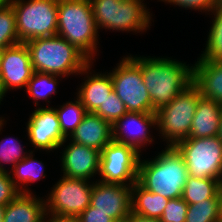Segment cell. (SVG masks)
<instances>
[{
  "label": "cell",
  "mask_w": 222,
  "mask_h": 222,
  "mask_svg": "<svg viewBox=\"0 0 222 222\" xmlns=\"http://www.w3.org/2000/svg\"><path fill=\"white\" fill-rule=\"evenodd\" d=\"M93 113L99 115L112 126L125 114L128 113L125 104L112 90L103 104H101Z\"/></svg>",
  "instance_id": "f546056e"
},
{
  "label": "cell",
  "mask_w": 222,
  "mask_h": 222,
  "mask_svg": "<svg viewBox=\"0 0 222 222\" xmlns=\"http://www.w3.org/2000/svg\"><path fill=\"white\" fill-rule=\"evenodd\" d=\"M9 2V0H0V7L6 5Z\"/></svg>",
  "instance_id": "b9f144b4"
},
{
  "label": "cell",
  "mask_w": 222,
  "mask_h": 222,
  "mask_svg": "<svg viewBox=\"0 0 222 222\" xmlns=\"http://www.w3.org/2000/svg\"><path fill=\"white\" fill-rule=\"evenodd\" d=\"M200 96L199 89L192 82L167 106L155 112L156 129L158 127L163 139H167V147H174L177 143L189 137Z\"/></svg>",
  "instance_id": "8992f818"
},
{
  "label": "cell",
  "mask_w": 222,
  "mask_h": 222,
  "mask_svg": "<svg viewBox=\"0 0 222 222\" xmlns=\"http://www.w3.org/2000/svg\"><path fill=\"white\" fill-rule=\"evenodd\" d=\"M132 186L123 184L93 183L90 206L107 213L115 222L123 220L131 213Z\"/></svg>",
  "instance_id": "4fadbf2b"
},
{
  "label": "cell",
  "mask_w": 222,
  "mask_h": 222,
  "mask_svg": "<svg viewBox=\"0 0 222 222\" xmlns=\"http://www.w3.org/2000/svg\"><path fill=\"white\" fill-rule=\"evenodd\" d=\"M46 216L43 218L42 222H77L76 219L73 218H60L55 216H51L50 219L46 221L48 214H46Z\"/></svg>",
  "instance_id": "8d00e7d4"
},
{
  "label": "cell",
  "mask_w": 222,
  "mask_h": 222,
  "mask_svg": "<svg viewBox=\"0 0 222 222\" xmlns=\"http://www.w3.org/2000/svg\"><path fill=\"white\" fill-rule=\"evenodd\" d=\"M220 180L187 176L182 192V199L188 204H196L219 195Z\"/></svg>",
  "instance_id": "603a6c76"
},
{
  "label": "cell",
  "mask_w": 222,
  "mask_h": 222,
  "mask_svg": "<svg viewBox=\"0 0 222 222\" xmlns=\"http://www.w3.org/2000/svg\"><path fill=\"white\" fill-rule=\"evenodd\" d=\"M210 12L215 17L208 33L205 51L199 59L222 61V5H217Z\"/></svg>",
  "instance_id": "d4e9b609"
},
{
  "label": "cell",
  "mask_w": 222,
  "mask_h": 222,
  "mask_svg": "<svg viewBox=\"0 0 222 222\" xmlns=\"http://www.w3.org/2000/svg\"><path fill=\"white\" fill-rule=\"evenodd\" d=\"M169 200L146 190L138 182L132 185L131 212L135 215L160 219Z\"/></svg>",
  "instance_id": "7402d4cb"
},
{
  "label": "cell",
  "mask_w": 222,
  "mask_h": 222,
  "mask_svg": "<svg viewBox=\"0 0 222 222\" xmlns=\"http://www.w3.org/2000/svg\"><path fill=\"white\" fill-rule=\"evenodd\" d=\"M110 72L113 90L128 112L152 113V101L145 87L141 68L127 55Z\"/></svg>",
  "instance_id": "9c48e42d"
},
{
  "label": "cell",
  "mask_w": 222,
  "mask_h": 222,
  "mask_svg": "<svg viewBox=\"0 0 222 222\" xmlns=\"http://www.w3.org/2000/svg\"><path fill=\"white\" fill-rule=\"evenodd\" d=\"M63 151L61 165L63 176L90 180L99 173L101 151L70 141Z\"/></svg>",
  "instance_id": "2e32d148"
},
{
  "label": "cell",
  "mask_w": 222,
  "mask_h": 222,
  "mask_svg": "<svg viewBox=\"0 0 222 222\" xmlns=\"http://www.w3.org/2000/svg\"><path fill=\"white\" fill-rule=\"evenodd\" d=\"M174 148L186 163L188 176L222 178V141L217 136L186 138Z\"/></svg>",
  "instance_id": "ba28073f"
},
{
  "label": "cell",
  "mask_w": 222,
  "mask_h": 222,
  "mask_svg": "<svg viewBox=\"0 0 222 222\" xmlns=\"http://www.w3.org/2000/svg\"><path fill=\"white\" fill-rule=\"evenodd\" d=\"M144 0H90L97 30L113 31L147 30L151 22L150 12Z\"/></svg>",
  "instance_id": "5b68a950"
},
{
  "label": "cell",
  "mask_w": 222,
  "mask_h": 222,
  "mask_svg": "<svg viewBox=\"0 0 222 222\" xmlns=\"http://www.w3.org/2000/svg\"><path fill=\"white\" fill-rule=\"evenodd\" d=\"M74 102L69 101L60 105L61 108H55L58 115L60 129L65 138L75 131L81 123L84 115L87 113L81 101L76 98Z\"/></svg>",
  "instance_id": "484cf974"
},
{
  "label": "cell",
  "mask_w": 222,
  "mask_h": 222,
  "mask_svg": "<svg viewBox=\"0 0 222 222\" xmlns=\"http://www.w3.org/2000/svg\"><path fill=\"white\" fill-rule=\"evenodd\" d=\"M11 171L9 172L11 175L13 173L11 180L13 185L19 190V193H31V190L29 191L28 188L21 187L20 184L27 185L46 177V174H44V164L33 158V151L28 153L23 160L19 161Z\"/></svg>",
  "instance_id": "cb8c5ba5"
},
{
  "label": "cell",
  "mask_w": 222,
  "mask_h": 222,
  "mask_svg": "<svg viewBox=\"0 0 222 222\" xmlns=\"http://www.w3.org/2000/svg\"><path fill=\"white\" fill-rule=\"evenodd\" d=\"M155 125V113L128 112L113 125V140L131 145L141 153L142 146L153 142L149 128Z\"/></svg>",
  "instance_id": "9a60e30c"
},
{
  "label": "cell",
  "mask_w": 222,
  "mask_h": 222,
  "mask_svg": "<svg viewBox=\"0 0 222 222\" xmlns=\"http://www.w3.org/2000/svg\"><path fill=\"white\" fill-rule=\"evenodd\" d=\"M87 80L82 83L77 93V98L85 107L86 112H94L104 103L113 90V82L110 73L87 75Z\"/></svg>",
  "instance_id": "44dd1931"
},
{
  "label": "cell",
  "mask_w": 222,
  "mask_h": 222,
  "mask_svg": "<svg viewBox=\"0 0 222 222\" xmlns=\"http://www.w3.org/2000/svg\"><path fill=\"white\" fill-rule=\"evenodd\" d=\"M33 193H20L5 206L3 222H42L46 216L45 199Z\"/></svg>",
  "instance_id": "ffe728a7"
},
{
  "label": "cell",
  "mask_w": 222,
  "mask_h": 222,
  "mask_svg": "<svg viewBox=\"0 0 222 222\" xmlns=\"http://www.w3.org/2000/svg\"><path fill=\"white\" fill-rule=\"evenodd\" d=\"M25 44L34 72L68 77L75 73L87 74L91 68V61L59 35L36 38Z\"/></svg>",
  "instance_id": "7a4b0ae2"
},
{
  "label": "cell",
  "mask_w": 222,
  "mask_h": 222,
  "mask_svg": "<svg viewBox=\"0 0 222 222\" xmlns=\"http://www.w3.org/2000/svg\"><path fill=\"white\" fill-rule=\"evenodd\" d=\"M129 57L141 68L152 101V113L167 106L193 82V65L171 58Z\"/></svg>",
  "instance_id": "6da1fadb"
},
{
  "label": "cell",
  "mask_w": 222,
  "mask_h": 222,
  "mask_svg": "<svg viewBox=\"0 0 222 222\" xmlns=\"http://www.w3.org/2000/svg\"><path fill=\"white\" fill-rule=\"evenodd\" d=\"M19 193V190L13 185L9 171H0V205L6 206Z\"/></svg>",
  "instance_id": "d6a6232c"
},
{
  "label": "cell",
  "mask_w": 222,
  "mask_h": 222,
  "mask_svg": "<svg viewBox=\"0 0 222 222\" xmlns=\"http://www.w3.org/2000/svg\"><path fill=\"white\" fill-rule=\"evenodd\" d=\"M34 73L30 53L25 43L6 47L0 57V85L4 93L16 88H26Z\"/></svg>",
  "instance_id": "7c38bea8"
},
{
  "label": "cell",
  "mask_w": 222,
  "mask_h": 222,
  "mask_svg": "<svg viewBox=\"0 0 222 222\" xmlns=\"http://www.w3.org/2000/svg\"><path fill=\"white\" fill-rule=\"evenodd\" d=\"M28 138L36 149L52 151L66 143L58 115L53 107H40L32 112L27 123Z\"/></svg>",
  "instance_id": "5bb4252c"
},
{
  "label": "cell",
  "mask_w": 222,
  "mask_h": 222,
  "mask_svg": "<svg viewBox=\"0 0 222 222\" xmlns=\"http://www.w3.org/2000/svg\"><path fill=\"white\" fill-rule=\"evenodd\" d=\"M217 137L222 141V114H221V118H220V125H219V129H218Z\"/></svg>",
  "instance_id": "74e56055"
},
{
  "label": "cell",
  "mask_w": 222,
  "mask_h": 222,
  "mask_svg": "<svg viewBox=\"0 0 222 222\" xmlns=\"http://www.w3.org/2000/svg\"><path fill=\"white\" fill-rule=\"evenodd\" d=\"M219 197H220V209H221V217H222V186L219 188Z\"/></svg>",
  "instance_id": "ab89813d"
},
{
  "label": "cell",
  "mask_w": 222,
  "mask_h": 222,
  "mask_svg": "<svg viewBox=\"0 0 222 222\" xmlns=\"http://www.w3.org/2000/svg\"><path fill=\"white\" fill-rule=\"evenodd\" d=\"M193 83L201 96L222 105V61L198 58L193 66Z\"/></svg>",
  "instance_id": "ac0fdd59"
},
{
  "label": "cell",
  "mask_w": 222,
  "mask_h": 222,
  "mask_svg": "<svg viewBox=\"0 0 222 222\" xmlns=\"http://www.w3.org/2000/svg\"><path fill=\"white\" fill-rule=\"evenodd\" d=\"M89 182L62 176L45 200L46 214L49 217L77 218L90 205L93 182Z\"/></svg>",
  "instance_id": "30bf717a"
},
{
  "label": "cell",
  "mask_w": 222,
  "mask_h": 222,
  "mask_svg": "<svg viewBox=\"0 0 222 222\" xmlns=\"http://www.w3.org/2000/svg\"><path fill=\"white\" fill-rule=\"evenodd\" d=\"M222 105L200 96L188 138H205L218 135Z\"/></svg>",
  "instance_id": "d6986e66"
},
{
  "label": "cell",
  "mask_w": 222,
  "mask_h": 222,
  "mask_svg": "<svg viewBox=\"0 0 222 222\" xmlns=\"http://www.w3.org/2000/svg\"><path fill=\"white\" fill-rule=\"evenodd\" d=\"M75 219L77 222H115L107 213L90 205Z\"/></svg>",
  "instance_id": "e575fe53"
},
{
  "label": "cell",
  "mask_w": 222,
  "mask_h": 222,
  "mask_svg": "<svg viewBox=\"0 0 222 222\" xmlns=\"http://www.w3.org/2000/svg\"><path fill=\"white\" fill-rule=\"evenodd\" d=\"M69 137L72 142L102 151L113 140V126L99 115L87 112Z\"/></svg>",
  "instance_id": "e0dca14e"
},
{
  "label": "cell",
  "mask_w": 222,
  "mask_h": 222,
  "mask_svg": "<svg viewBox=\"0 0 222 222\" xmlns=\"http://www.w3.org/2000/svg\"><path fill=\"white\" fill-rule=\"evenodd\" d=\"M4 212H5V206L0 205V222H3Z\"/></svg>",
  "instance_id": "f35d334b"
},
{
  "label": "cell",
  "mask_w": 222,
  "mask_h": 222,
  "mask_svg": "<svg viewBox=\"0 0 222 222\" xmlns=\"http://www.w3.org/2000/svg\"><path fill=\"white\" fill-rule=\"evenodd\" d=\"M140 157L133 146L110 141L101 151L100 181L132 186L137 182Z\"/></svg>",
  "instance_id": "8fae6325"
},
{
  "label": "cell",
  "mask_w": 222,
  "mask_h": 222,
  "mask_svg": "<svg viewBox=\"0 0 222 222\" xmlns=\"http://www.w3.org/2000/svg\"><path fill=\"white\" fill-rule=\"evenodd\" d=\"M165 1L167 3H172V5H178L182 8H188V9H198L200 12L205 11V13L208 11L210 12L213 8H215L217 5L215 4L214 0H161Z\"/></svg>",
  "instance_id": "836d02e7"
},
{
  "label": "cell",
  "mask_w": 222,
  "mask_h": 222,
  "mask_svg": "<svg viewBox=\"0 0 222 222\" xmlns=\"http://www.w3.org/2000/svg\"><path fill=\"white\" fill-rule=\"evenodd\" d=\"M4 96H5V93L3 92V89L0 85V104H1V101H2ZM0 121H4V119L0 118Z\"/></svg>",
  "instance_id": "60d3db41"
},
{
  "label": "cell",
  "mask_w": 222,
  "mask_h": 222,
  "mask_svg": "<svg viewBox=\"0 0 222 222\" xmlns=\"http://www.w3.org/2000/svg\"><path fill=\"white\" fill-rule=\"evenodd\" d=\"M153 160H140L137 182L146 190L168 199L181 198L188 176L186 163L174 147Z\"/></svg>",
  "instance_id": "3957f363"
},
{
  "label": "cell",
  "mask_w": 222,
  "mask_h": 222,
  "mask_svg": "<svg viewBox=\"0 0 222 222\" xmlns=\"http://www.w3.org/2000/svg\"><path fill=\"white\" fill-rule=\"evenodd\" d=\"M187 210L188 204L182 198L170 199L160 220L161 222H185Z\"/></svg>",
  "instance_id": "1f68e13d"
},
{
  "label": "cell",
  "mask_w": 222,
  "mask_h": 222,
  "mask_svg": "<svg viewBox=\"0 0 222 222\" xmlns=\"http://www.w3.org/2000/svg\"><path fill=\"white\" fill-rule=\"evenodd\" d=\"M19 38L16 28V16L13 5L8 2L0 7V48L18 44Z\"/></svg>",
  "instance_id": "f1b7e54d"
},
{
  "label": "cell",
  "mask_w": 222,
  "mask_h": 222,
  "mask_svg": "<svg viewBox=\"0 0 222 222\" xmlns=\"http://www.w3.org/2000/svg\"><path fill=\"white\" fill-rule=\"evenodd\" d=\"M221 218L220 197L209 198L188 205L185 222H219Z\"/></svg>",
  "instance_id": "83f0119b"
},
{
  "label": "cell",
  "mask_w": 222,
  "mask_h": 222,
  "mask_svg": "<svg viewBox=\"0 0 222 222\" xmlns=\"http://www.w3.org/2000/svg\"><path fill=\"white\" fill-rule=\"evenodd\" d=\"M19 42L57 35L58 0H9Z\"/></svg>",
  "instance_id": "52a82bcc"
},
{
  "label": "cell",
  "mask_w": 222,
  "mask_h": 222,
  "mask_svg": "<svg viewBox=\"0 0 222 222\" xmlns=\"http://www.w3.org/2000/svg\"><path fill=\"white\" fill-rule=\"evenodd\" d=\"M57 35L74 45L92 63L98 51L99 35L90 0H58Z\"/></svg>",
  "instance_id": "277c9868"
},
{
  "label": "cell",
  "mask_w": 222,
  "mask_h": 222,
  "mask_svg": "<svg viewBox=\"0 0 222 222\" xmlns=\"http://www.w3.org/2000/svg\"><path fill=\"white\" fill-rule=\"evenodd\" d=\"M4 122L5 121L0 123V131L2 130ZM21 146L19 140L11 137L0 142V171L7 172L1 162L11 163L13 168L28 155L27 152H23L24 147Z\"/></svg>",
  "instance_id": "4dcf8cb0"
},
{
  "label": "cell",
  "mask_w": 222,
  "mask_h": 222,
  "mask_svg": "<svg viewBox=\"0 0 222 222\" xmlns=\"http://www.w3.org/2000/svg\"><path fill=\"white\" fill-rule=\"evenodd\" d=\"M62 76H57L49 73L34 72L26 86L28 95L35 100V106L38 105V100L49 98L50 95L57 93V79Z\"/></svg>",
  "instance_id": "4316f807"
},
{
  "label": "cell",
  "mask_w": 222,
  "mask_h": 222,
  "mask_svg": "<svg viewBox=\"0 0 222 222\" xmlns=\"http://www.w3.org/2000/svg\"><path fill=\"white\" fill-rule=\"evenodd\" d=\"M123 222H161L157 218H146L140 215H135L132 212L123 220Z\"/></svg>",
  "instance_id": "d590c367"
},
{
  "label": "cell",
  "mask_w": 222,
  "mask_h": 222,
  "mask_svg": "<svg viewBox=\"0 0 222 222\" xmlns=\"http://www.w3.org/2000/svg\"><path fill=\"white\" fill-rule=\"evenodd\" d=\"M216 5H222V0H214Z\"/></svg>",
  "instance_id": "7bdbcfd3"
}]
</instances>
